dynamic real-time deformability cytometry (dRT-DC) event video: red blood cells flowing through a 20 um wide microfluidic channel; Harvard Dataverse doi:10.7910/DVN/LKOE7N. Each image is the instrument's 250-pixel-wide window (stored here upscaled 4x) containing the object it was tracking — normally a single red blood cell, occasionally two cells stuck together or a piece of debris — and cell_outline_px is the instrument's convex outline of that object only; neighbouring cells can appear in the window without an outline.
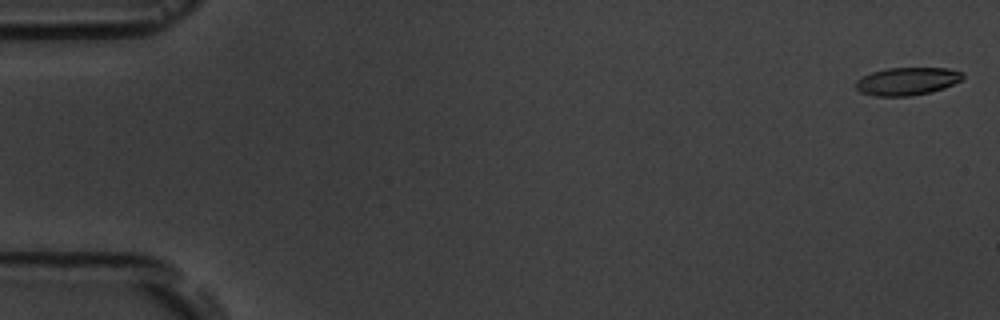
{"species": "common noctule bat (a hibernating species)", "species_latin": "Nyctalus noctula", "temperature_condition": "room temperature", "stored_images_in_passage": 11, "camera_frame_rate_fps": 3000, "um_per_image_px": 0.085, "animal": {"sex": "male", "body_mass_g": 19.5, "forearm_length_mm": 54.6}, "frame": {"image": 1, "passage_image": 1, "time_ms": 0.0, "image_size_px": [1000, 320], "cell_outline_px": [[964, 76], [960, 80], [944, 88], [932, 92], [912, 96], [876, 96], [860, 92], [856, 88], [856, 80], [872, 72], [888, 68], [948, 68], [964, 72]], "centroid_in_image_um": [77.12, 6.91], "position_along_channel_um": 7.9, "area_um2": 17.34}}
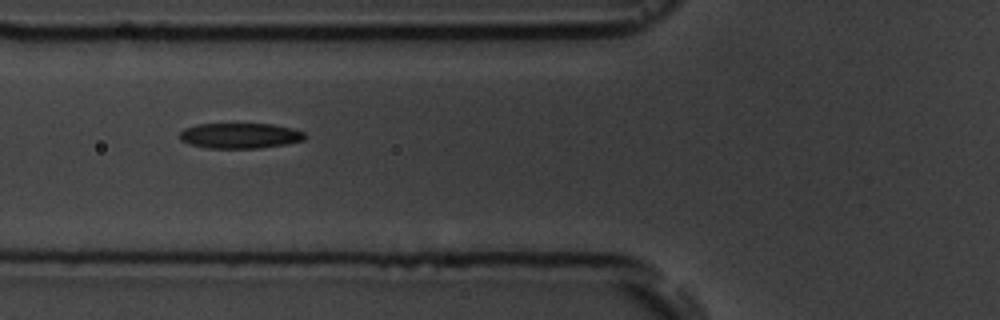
{"frame": {"image": 2, "passage_image": 7, "time_ms": 6.667, "image_size_px": [1000, 320], "cell_outline_px": [[308, 136], [304, 140], [284, 144], [260, 148], [208, 148], [188, 144], [180, 140], [180, 132], [184, 128], [196, 124], [272, 124], [292, 128], [304, 132]], "centroid_in_image_um": [20.39, 11.53], "position_along_channel_um": 105.4, "area_um2": 18.61}}
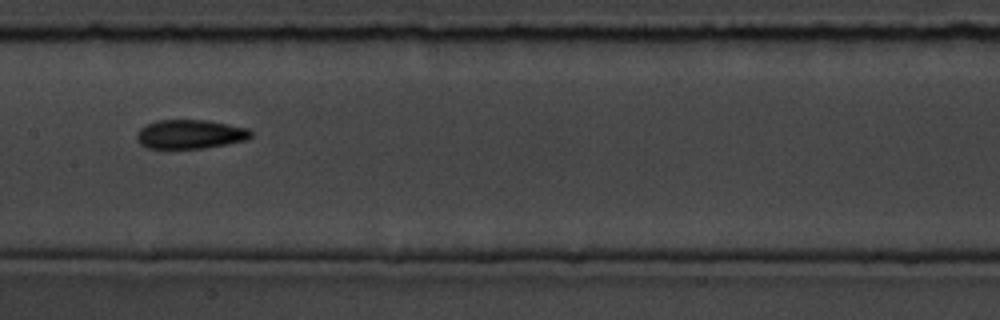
{"frame": {"image": 3, "passage_image": 9, "time_ms": 9.0, "image_size_px": [1000, 320], "cell_outline_px": [[252, 136], [248, 140], [228, 144], [204, 148], [148, 148], [140, 144], [136, 140], [136, 132], [140, 128], [156, 120], [208, 120], [248, 128], [252, 132]], "centroid_in_image_um": [16.17, 11.41], "position_along_channel_um": 191.2, "area_um2": 19.48}}